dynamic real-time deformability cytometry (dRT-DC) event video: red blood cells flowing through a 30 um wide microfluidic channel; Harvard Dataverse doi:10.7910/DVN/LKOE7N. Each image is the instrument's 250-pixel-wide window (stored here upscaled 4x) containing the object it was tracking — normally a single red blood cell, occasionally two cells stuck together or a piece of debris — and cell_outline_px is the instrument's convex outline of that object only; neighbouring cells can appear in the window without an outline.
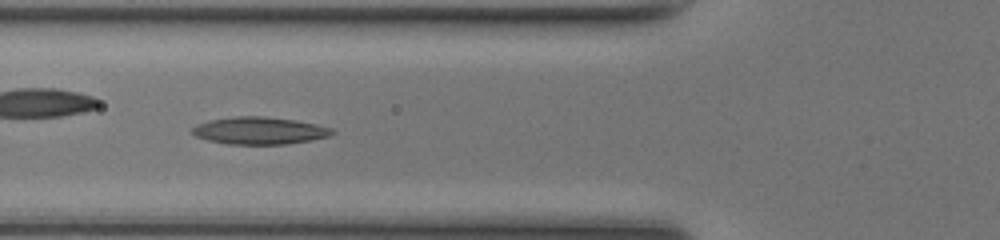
{"species": "common noctule bat (a hibernating species)", "species_latin": "Nyctalus noctula", "temperature_condition": "room temperature", "stored_images_in_passage": 39, "camera_frame_rate_fps": 3000, "um_per_image_px": 0.085, "animal": {"sex": "female", "body_mass_g": 17.0, "forearm_length_mm": 48.0}, "frame": {"image": 1, "passage_image": 7, "time_ms": 2.0, "image_size_px": [1000, 240], "cell_outline_px": [[336, 132], [328, 136], [312, 140], [288, 144], [228, 144], [208, 140], [196, 136], [192, 132], [192, 128], [196, 124], [208, 120], [236, 116], [264, 116], [296, 120], [316, 124], [332, 128]], "centroid_in_image_um": [22.06, 11.1], "position_along_channel_um": 103.7, "area_um2": 22.31}}
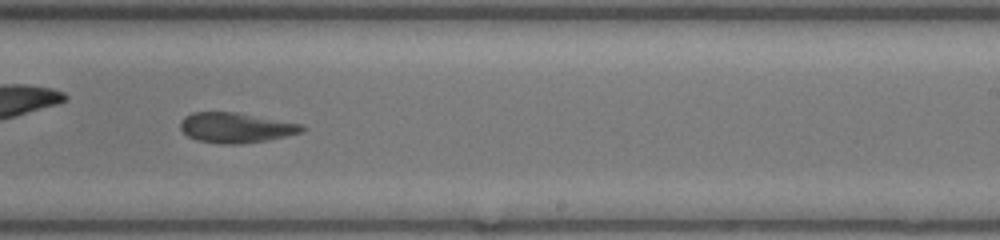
{"frame": {"image": 2, "passage_image": 19, "time_ms": 6.0, "image_size_px": [1000, 240], "cell_outline_px": [[304, 132], [288, 136], [268, 140], [240, 144], [220, 144], [196, 140], [188, 136], [180, 128], [180, 120], [184, 116], [192, 112], [236, 112], [300, 124], [304, 128]], "centroid_in_image_um": [20.01, 10.86], "position_along_channel_um": 269.0, "area_um2": 21.39}}
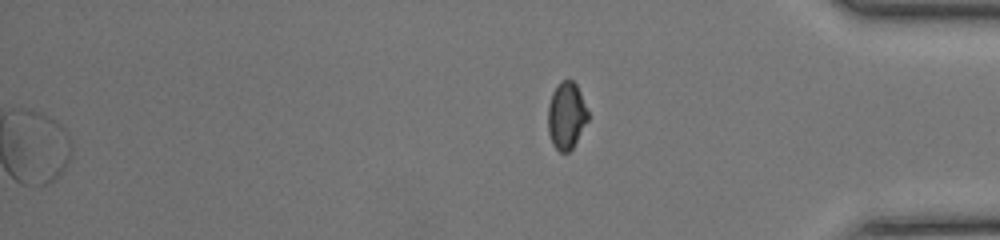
{"frame": {"image": 3, "passage_image": 39, "time_ms": 12.667, "image_size_px": [1000, 240], "cell_outline_px": [[588, 120], [572, 148], [568, 152], [560, 152], [552, 144], [548, 132], [548, 104], [552, 92], [560, 80], [572, 80], [576, 84], [580, 92], [588, 112]], "centroid_in_image_um": [48.12, 9.81], "position_along_channel_um": 387.1, "area_um2": 15.61}, "authors_computed_cell_mechanics": {"area_um2": 21.675, "velocity_mm_per_s": 4.1361, "shape_relaxation_time_tau1_ms": 5.4081, "shape_relaxation_time_tau2_ms": 5.354, "deformation_change_tau1": 0.1313, "deformation_change_tau2": 0.1273}}